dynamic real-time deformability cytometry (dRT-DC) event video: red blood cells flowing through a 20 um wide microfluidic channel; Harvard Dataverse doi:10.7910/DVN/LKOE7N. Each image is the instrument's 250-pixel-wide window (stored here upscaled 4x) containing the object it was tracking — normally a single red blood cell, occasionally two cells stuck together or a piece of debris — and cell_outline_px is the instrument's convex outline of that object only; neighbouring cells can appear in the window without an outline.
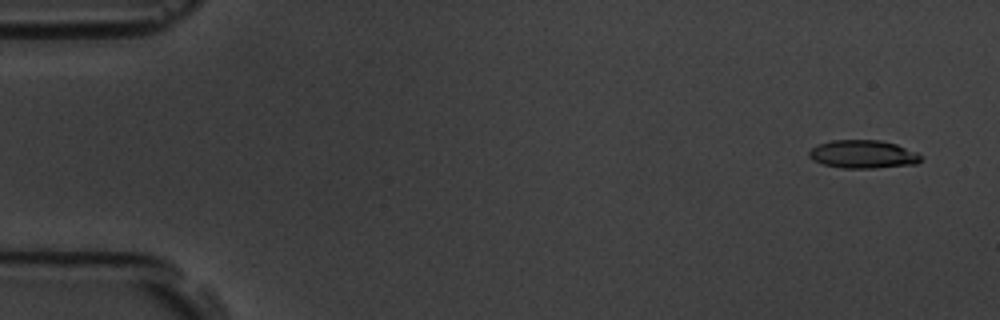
{"species": "common noctule bat (a hibernating species)", "species_latin": "Nyctalus noctula", "temperature_condition": "room temperature", "stored_images_in_passage": 5, "camera_frame_rate_fps": 3000, "um_per_image_px": 0.085, "animal": {"sex": "male", "body_mass_g": 19.5, "forearm_length_mm": 54.6}, "frame": {"image": 1, "passage_image": 1, "time_ms": 0.0, "image_size_px": [1000, 320], "cell_outline_px": [[924, 156], [916, 164], [876, 168], [840, 168], [824, 164], [812, 160], [808, 156], [808, 152], [816, 144], [832, 140], [880, 140], [896, 144], [916, 152]], "centroid_in_image_um": [73.34, 13.11], "position_along_channel_um": 11.7, "area_um2": 18.5}}